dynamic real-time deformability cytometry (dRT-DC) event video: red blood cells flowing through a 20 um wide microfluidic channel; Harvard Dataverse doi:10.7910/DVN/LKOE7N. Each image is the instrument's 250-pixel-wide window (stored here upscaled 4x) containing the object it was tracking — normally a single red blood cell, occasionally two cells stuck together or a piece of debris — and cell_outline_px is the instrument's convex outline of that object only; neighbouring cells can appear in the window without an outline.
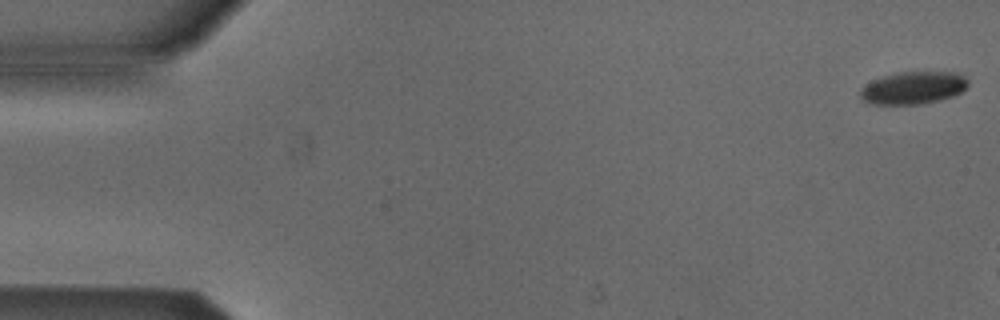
{"species": "Egyptian fruit bat (a non-hibernating species)", "species_latin": "Rousettus aegyptiacus", "temperature_condition": "cold", "stored_images_in_passage": 3, "camera_frame_rate_fps": 3000, "um_per_image_px": 0.085, "animal": {"sex": "male"}, "frame": {"image": 1, "passage_image": 1, "time_ms": 0.0, "image_size_px": [1000, 320], "cell_outline_px": [[968, 84], [960, 92], [952, 96], [940, 100], [920, 104], [872, 104], [864, 100], [860, 96], [860, 88], [864, 84], [872, 80], [884, 76], [900, 72], [956, 72], [964, 76], [968, 80]], "centroid_in_image_um": [77.6, 7.46], "position_along_channel_um": 7.4, "area_um2": 20.35}}